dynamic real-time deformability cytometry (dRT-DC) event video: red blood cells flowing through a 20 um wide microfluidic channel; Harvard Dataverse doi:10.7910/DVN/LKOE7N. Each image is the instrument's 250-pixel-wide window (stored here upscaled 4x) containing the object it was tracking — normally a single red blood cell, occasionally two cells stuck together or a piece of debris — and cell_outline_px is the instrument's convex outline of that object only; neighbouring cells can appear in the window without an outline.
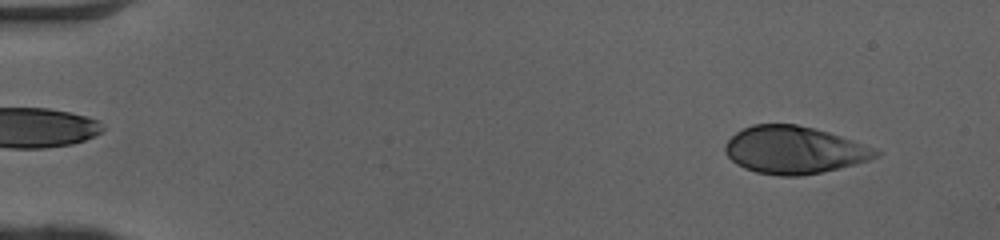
{"species": "human", "species_latin": "Homo sapiens", "temperature_condition": "cold", "stored_images_in_passage": 49, "camera_frame_rate_fps": 3000, "um_per_image_px": 0.085, "donor": {"sex": "female"}, "frame": {"image": 1, "passage_image": 4, "time_ms": 1.0, "image_size_px": [1000, 240], "cell_outline_px": [[880, 156], [856, 164], [840, 168], [800, 176], [780, 176], [756, 172], [744, 168], [736, 164], [724, 152], [724, 144], [736, 132], [752, 124], [796, 124], [828, 132], [876, 148], [880, 152]], "centroid_in_image_um": [67.49, 12.75], "position_along_channel_um": 17.5, "area_um2": 41.62}}
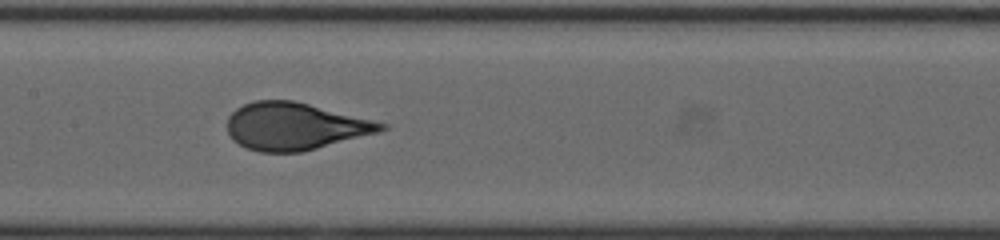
{"frame": {"image": 2, "passage_image": 25, "time_ms": 8.0, "image_size_px": [1000, 240], "cell_outline_px": [[388, 128], [380, 132], [300, 152], [260, 152], [248, 148], [232, 140], [228, 132], [228, 116], [236, 108], [244, 104], [256, 100], [292, 100], [388, 124]], "centroid_in_image_um": [25.04, 10.74], "position_along_channel_um": 182.4, "area_um2": 41.96}}
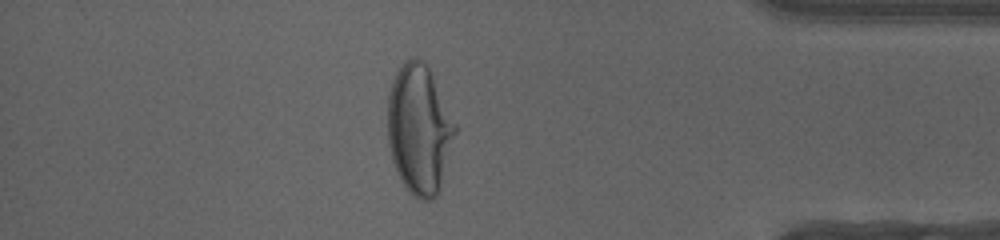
{"frame": {"image": 3, "passage_image": 43, "time_ms": 14.0, "image_size_px": [1000, 240], "cell_outline_px": [[456, 132], [440, 188], [436, 196], [432, 200], [420, 200], [412, 196], [396, 172], [392, 160], [388, 144], [388, 92], [392, 80], [396, 72], [404, 60], [412, 56], [416, 56], [428, 68], [456, 124]], "centroid_in_image_um": [35.61, 11.0], "position_along_channel_um": 399.6, "area_um2": 50.75}, "authors_computed_cell_mechanics": {"area_um2": 42.3096, "velocity_mm_per_s": 4.0807, "shape_relaxation_time_tau1_ms": 3.8243, "shape_relaxation_time_tau2_ms": null, "deformation_change_tau1": 0.2069, "deformation_change_tau2": null}}